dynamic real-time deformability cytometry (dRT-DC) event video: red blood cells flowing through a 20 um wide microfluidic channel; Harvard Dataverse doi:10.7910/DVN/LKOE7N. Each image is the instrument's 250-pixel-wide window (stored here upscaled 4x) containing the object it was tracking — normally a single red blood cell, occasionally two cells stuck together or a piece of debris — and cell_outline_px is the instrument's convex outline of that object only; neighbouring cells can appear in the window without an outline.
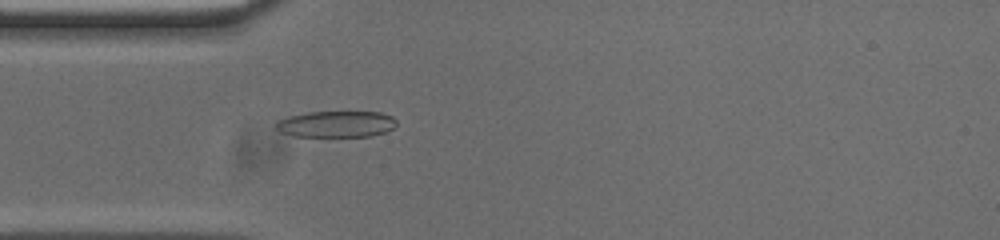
{"species": "common noctule bat (a hibernating species)", "species_latin": "Nyctalus noctula", "temperature_condition": "cold", "stored_images_in_passage": 53, "camera_frame_rate_fps": 3000, "um_per_image_px": 0.085, "animal": {"sex": "male", "body_mass_g": 20.0, "forearm_length_mm": 53.3}, "frame": {"image": 1, "passage_image": 14, "time_ms": 4.333, "image_size_px": [1000, 240], "cell_outline_px": [[396, 124], [392, 128], [384, 132], [372, 136], [292, 136], [280, 132], [276, 128], [276, 124], [280, 120], [288, 116], [308, 112], [380, 112], [392, 116], [396, 120]], "centroid_in_image_um": [28.58, 10.55], "position_along_channel_um": 56.4, "area_um2": 18.38}}
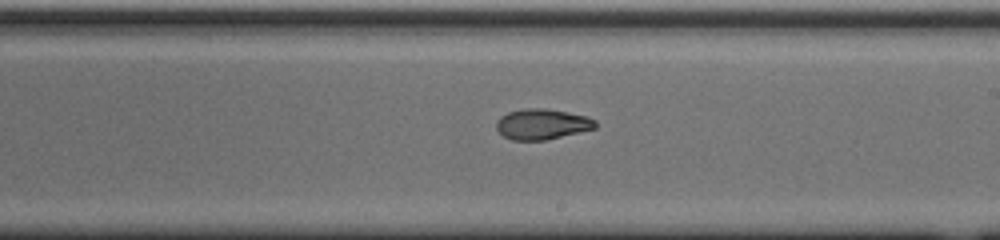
{"frame": {"image": 2, "passage_image": 29, "time_ms": 9.333, "image_size_px": [1000, 240], "cell_outline_px": [[596, 128], [544, 140], [512, 140], [504, 136], [496, 128], [496, 120], [500, 116], [508, 112], [524, 108], [544, 108], [568, 112], [588, 116], [596, 120]], "centroid_in_image_um": [46.06, 10.54], "position_along_channel_um": 242.9, "area_um2": 17.63}}
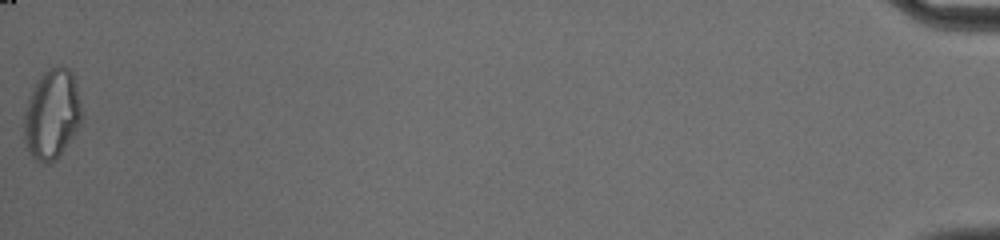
{"frame": {"image": 3, "passage_image": 53, "time_ms": 17.333, "image_size_px": [1000, 240], "cell_outline_px": [[80, 124], [56, 160], [48, 164], [44, 164], [36, 160], [28, 152], [24, 140], [24, 112], [32, 88], [36, 80], [44, 72], [60, 64], [68, 68], [72, 72], [80, 108]], "centroid_in_image_um": [4.36, 9.73], "position_along_channel_um": 430.8, "area_um2": 29.82}, "authors_computed_cell_mechanics": {"area_um2": 18.3804, "velocity_mm_per_s": 3.7465, "shape_relaxation_time_tau1_ms": 8.9302, "shape_relaxation_time_tau2_ms": 2.241, "deformation_change_tau1": 0.2514, "deformation_change_tau2": 0.0735}}